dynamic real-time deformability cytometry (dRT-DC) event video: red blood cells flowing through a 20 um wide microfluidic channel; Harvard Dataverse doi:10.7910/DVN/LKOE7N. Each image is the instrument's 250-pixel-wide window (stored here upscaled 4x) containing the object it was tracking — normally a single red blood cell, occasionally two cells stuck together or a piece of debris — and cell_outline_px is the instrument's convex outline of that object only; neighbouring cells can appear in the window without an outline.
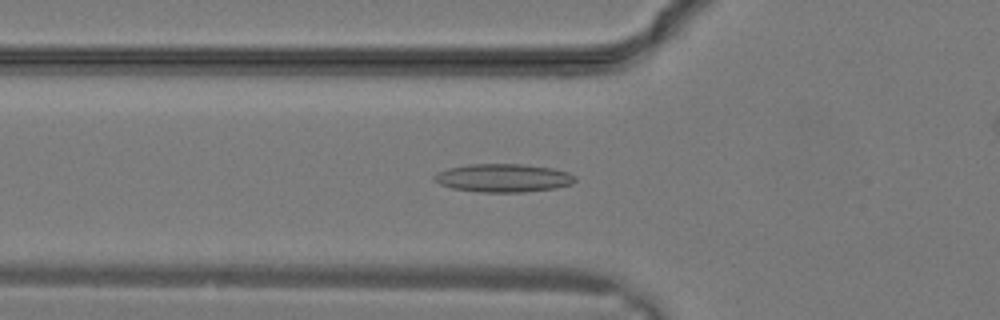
{"species": "common noctule bat (a hibernating species)", "species_latin": "Nyctalus noctula", "temperature_condition": "warm", "stored_images_in_passage": 13, "camera_frame_rate_fps": 3000, "um_per_image_px": 0.085, "animal": {"sex": "male", "body_mass_g": 19.2, "forearm_length_mm": 51.8}, "frame": {"image": 1, "passage_image": 5, "time_ms": 1.333, "image_size_px": [1000, 320], "cell_outline_px": [[576, 180], [572, 184], [556, 188], [524, 192], [476, 192], [452, 188], [440, 184], [432, 176], [436, 172], [448, 168], [468, 164], [524, 164], [552, 168], [568, 172], [576, 176]], "centroid_in_image_um": [42.78, 15.12], "position_along_channel_um": 83.0, "area_um2": 23.35}}
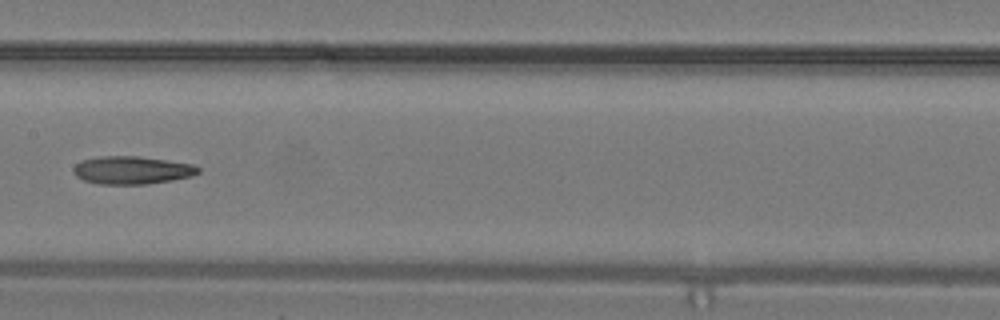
{"frame": {"image": 2, "passage_image": 10, "time_ms": 3.0, "image_size_px": [1000, 320], "cell_outline_px": [[200, 172], [192, 176], [172, 180], [148, 184], [100, 184], [84, 180], [76, 176], [72, 172], [72, 168], [80, 160], [100, 156], [136, 156], [192, 164], [200, 168]], "centroid_in_image_um": [11.18, 14.46], "position_along_channel_um": 196.2, "area_um2": 20.29}}
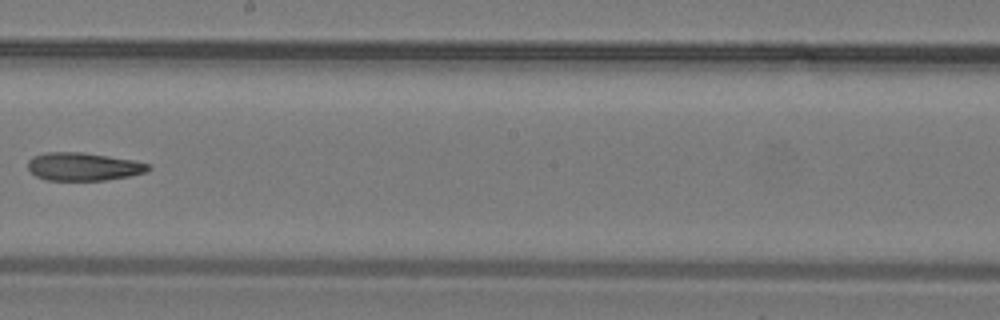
{"frame": {"image": 3, "passage_image": 12, "time_ms": 3.667, "image_size_px": [1000, 320], "cell_outline_px": [[152, 168], [144, 172], [128, 176], [104, 180], [44, 180], [36, 176], [28, 168], [28, 160], [32, 156], [44, 152], [84, 152], [136, 160], [152, 164]], "centroid_in_image_um": [7.09, 14.15], "position_along_channel_um": 241.1, "area_um2": 19.88}}